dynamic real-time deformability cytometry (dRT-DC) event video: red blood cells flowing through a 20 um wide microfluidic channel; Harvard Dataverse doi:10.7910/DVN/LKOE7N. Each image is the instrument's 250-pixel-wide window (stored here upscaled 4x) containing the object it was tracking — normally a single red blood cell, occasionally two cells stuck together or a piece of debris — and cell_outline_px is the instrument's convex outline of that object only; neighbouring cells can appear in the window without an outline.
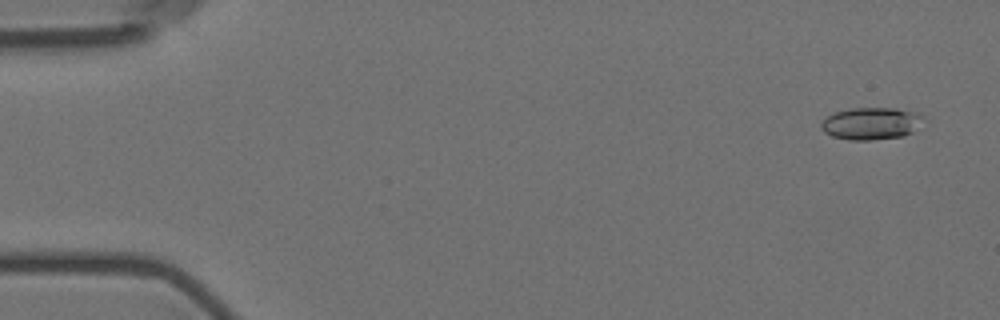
{"species": "Egyptian fruit bat (a non-hibernating species)", "species_latin": "Rousettus aegyptiacus", "temperature_condition": "room temperature", "stored_images_in_passage": 52, "camera_frame_rate_fps": 3000, "um_per_image_px": 0.085, "animal": {"sex": "female"}, "frame": {"image": 1, "passage_image": 3, "time_ms": 0.667, "image_size_px": [1000, 320], "cell_outline_px": [[928, 120], [912, 132], [904, 136], [872, 140], [848, 140], [832, 136], [824, 132], [820, 128], [820, 124], [828, 116], [836, 112], [852, 108], [896, 108], [916, 112], [924, 116]], "centroid_in_image_um": [74.11, 10.5], "position_along_channel_um": 10.9, "area_um2": 19.48}}
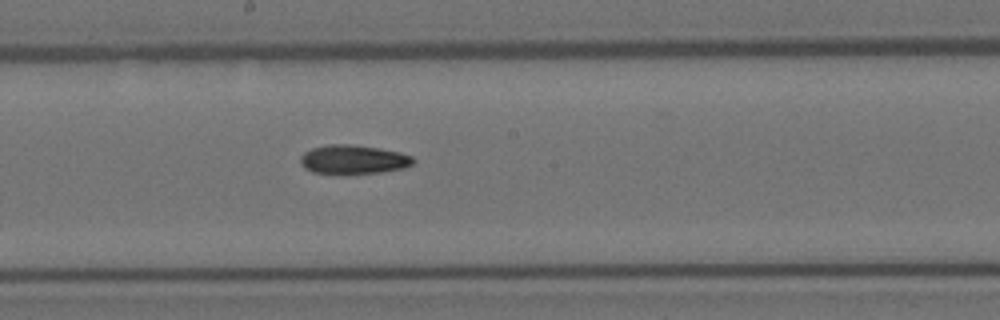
{"frame": {"image": 2, "passage_image": 31, "time_ms": 10.0, "image_size_px": [1000, 320], "cell_outline_px": [[416, 160], [412, 164], [404, 168], [380, 172], [312, 172], [304, 168], [300, 164], [300, 156], [304, 152], [312, 148], [328, 144], [352, 144], [380, 148], [400, 152], [412, 156]], "centroid_in_image_um": [30.04, 13.52], "position_along_channel_um": 218.2, "area_um2": 18.79}}
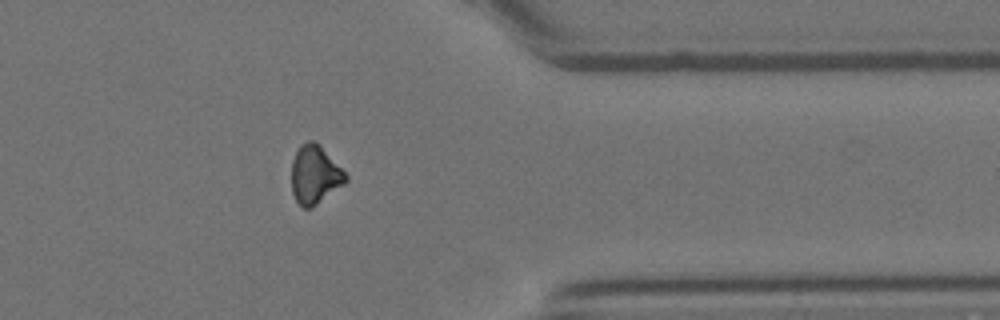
{"frame": {"image": 3, "passage_image": 46, "time_ms": 15.0, "image_size_px": [1000, 320], "cell_outline_px": [[348, 180], [344, 184], [312, 208], [304, 208], [296, 200], [292, 192], [292, 160], [300, 144], [308, 140], [316, 140], [320, 144], [348, 176]], "centroid_in_image_um": [26.76, 14.83], "position_along_channel_um": 384.6, "area_um2": 18.5}}